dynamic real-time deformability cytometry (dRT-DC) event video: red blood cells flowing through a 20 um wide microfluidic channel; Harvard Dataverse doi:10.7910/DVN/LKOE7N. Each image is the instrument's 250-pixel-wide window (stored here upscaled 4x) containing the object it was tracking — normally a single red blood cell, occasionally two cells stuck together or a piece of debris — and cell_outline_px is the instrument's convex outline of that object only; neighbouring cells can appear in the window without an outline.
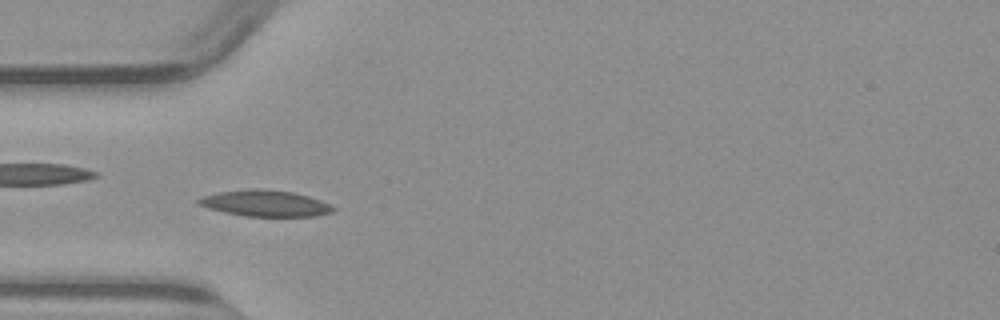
{"species": "common noctule bat (a hibernating species)", "species_latin": "Nyctalus noctula", "temperature_condition": "warm", "stored_images_in_passage": 49, "camera_frame_rate_fps": 3000, "um_per_image_px": 0.085, "animal": {"sex": "male", "body_mass_g": 23.1, "forearm_length_mm": 52.7}, "frame": {"image": 1, "passage_image": 14, "time_ms": 4.333, "image_size_px": [1000, 320], "cell_outline_px": [[336, 208], [332, 212], [316, 216], [244, 216], [224, 212], [208, 208], [200, 204], [196, 200], [204, 196], [220, 192], [256, 188], [292, 192], [308, 196], [332, 204]], "centroid_in_image_um": [22.59, 17.29], "position_along_channel_um": 62.4, "area_um2": 20.35}}
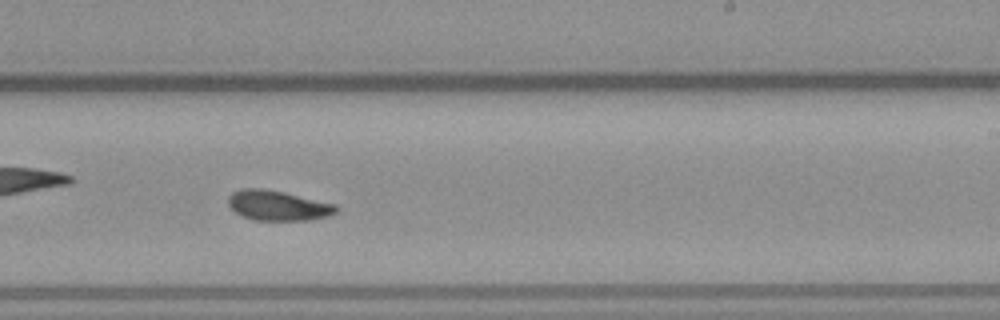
{"frame": {"image": 2, "passage_image": 29, "time_ms": 9.333, "image_size_px": [1000, 320], "cell_outline_px": [[340, 208], [336, 212], [328, 216], [308, 220], [256, 220], [244, 216], [236, 212], [228, 204], [228, 196], [232, 192], [240, 188], [260, 188], [284, 192], [336, 204]], "centroid_in_image_um": [23.63, 17.46], "position_along_channel_um": 265.4, "area_um2": 18.84}}
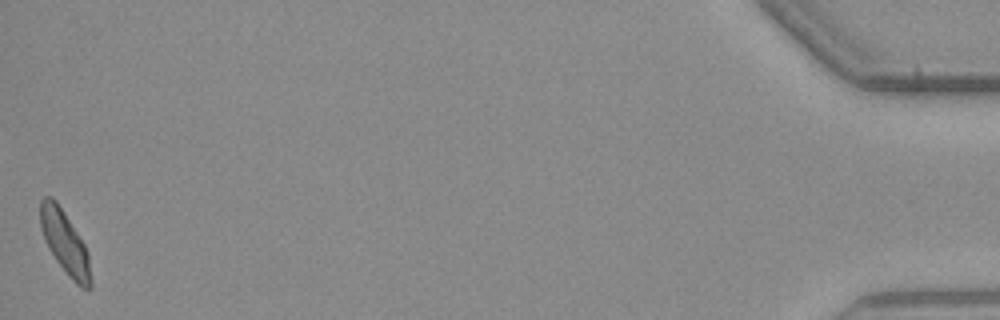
{"frame": {"image": 3, "passage_image": 49, "time_ms": 16.0, "image_size_px": [1000, 320], "cell_outline_px": [[92, 288], [84, 288], [76, 284], [68, 276], [56, 260], [48, 248], [44, 240], [40, 228], [40, 200], [44, 196], [52, 196], [56, 200], [84, 244], [88, 252], [92, 284]], "centroid_in_image_um": [5.5, 20.61], "position_along_channel_um": 429.7, "area_um2": 18.5}}